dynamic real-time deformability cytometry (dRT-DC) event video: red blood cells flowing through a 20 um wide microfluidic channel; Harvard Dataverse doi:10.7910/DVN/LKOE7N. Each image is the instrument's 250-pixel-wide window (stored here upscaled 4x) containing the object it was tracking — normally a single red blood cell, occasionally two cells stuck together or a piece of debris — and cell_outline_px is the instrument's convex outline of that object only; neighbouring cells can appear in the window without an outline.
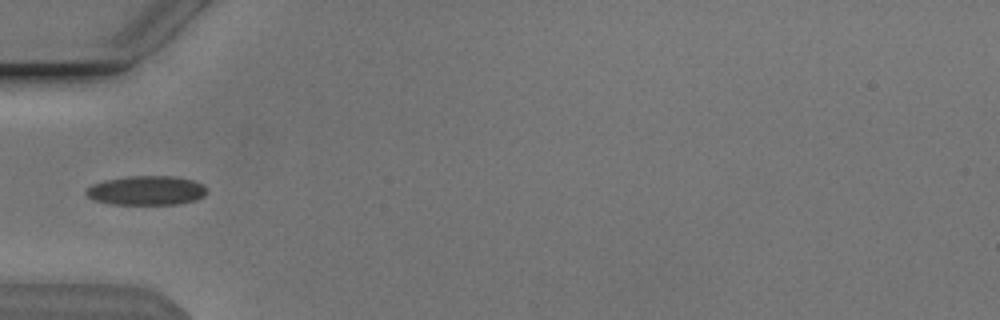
{"species": "Egyptian fruit bat (a non-hibernating species)", "species_latin": "Rousettus aegyptiacus", "temperature_condition": "cold", "stored_images_in_passage": 36, "camera_frame_rate_fps": 3000, "um_per_image_px": 0.085, "animal": {"sex": "male"}, "frame": {"image": 1, "passage_image": 1, "time_ms": 0.0, "image_size_px": [1000, 320], "cell_outline_px": [[208, 192], [204, 196], [196, 200], [180, 204], [112, 204], [92, 200], [84, 192], [92, 184], [104, 180], [128, 176], [176, 176], [192, 180], [204, 184], [208, 188]], "centroid_in_image_um": [12.48, 16.19], "position_along_channel_um": 72.5, "area_um2": 20.87}}
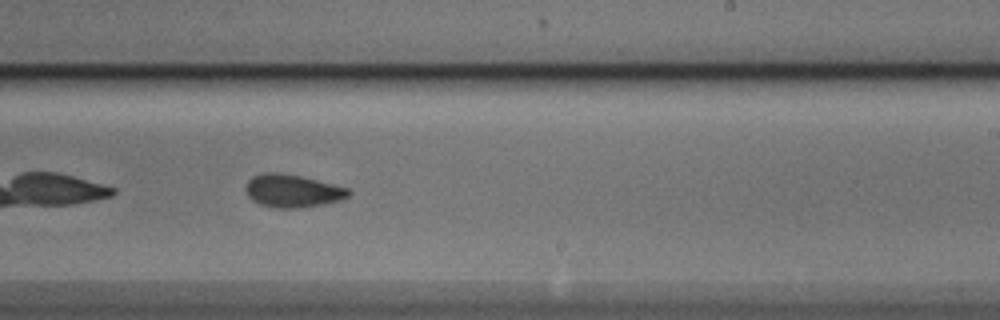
{"frame": {"image": 2, "passage_image": 16, "time_ms": 5.0, "image_size_px": [1000, 320], "cell_outline_px": [[352, 192], [344, 200], [324, 204], [300, 208], [276, 208], [260, 204], [252, 200], [248, 196], [244, 188], [248, 180], [252, 176], [260, 172], [280, 172], [300, 176], [348, 188]], "centroid_in_image_um": [24.84, 16.22], "position_along_channel_um": 264.2, "area_um2": 19.94}}
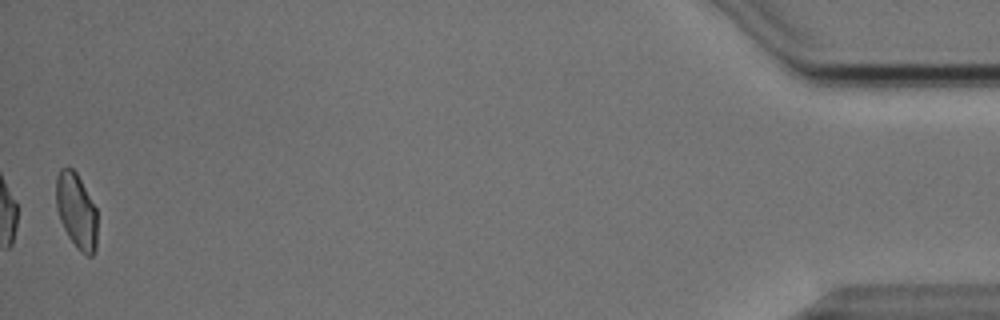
{"frame": {"image": 3, "passage_image": 36, "time_ms": 11.667, "image_size_px": [1000, 320], "cell_outline_px": [[96, 248], [92, 256], [88, 256], [80, 252], [76, 248], [68, 236], [60, 220], [56, 208], [56, 176], [60, 168], [72, 168], [76, 172], [96, 208]], "centroid_in_image_um": [6.48, 17.94], "position_along_channel_um": 428.7, "area_um2": 18.03}, "authors_computed_cell_mechanics": {"area_um2": 19.3052, "velocity_mm_per_s": 3.8293, "shape_relaxation_time_tau1_ms": 5.0009, "shape_relaxation_time_tau2_ms": 2.1665, "deformation_change_tau1": 0.1148, "deformation_change_tau2": 0.0792}}